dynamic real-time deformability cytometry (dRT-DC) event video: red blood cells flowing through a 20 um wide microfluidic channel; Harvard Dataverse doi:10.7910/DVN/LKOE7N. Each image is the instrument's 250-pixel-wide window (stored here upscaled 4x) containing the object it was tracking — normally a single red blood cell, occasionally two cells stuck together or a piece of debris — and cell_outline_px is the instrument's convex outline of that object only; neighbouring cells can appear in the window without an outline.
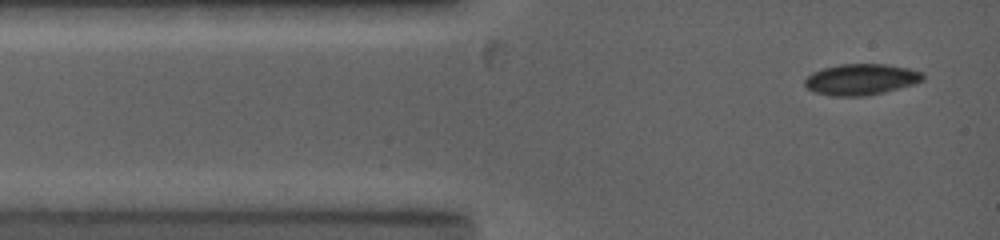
{"species": "common noctule bat (a hibernating species)", "species_latin": "Nyctalus noctula", "temperature_condition": "warm", "stored_images_in_passage": 52, "camera_frame_rate_fps": 5000, "um_per_image_px": 0.085, "animal": {"sex": "female", "body_mass_g": 19.0, "forearm_length_mm": 53.3}, "frame": {"image": 1, "passage_image": 2, "time_ms": 0.4, "image_size_px": [1000, 240], "cell_outline_px": [[924, 80], [916, 84], [884, 92], [864, 96], [832, 96], [816, 92], [808, 88], [804, 84], [804, 80], [812, 72], [824, 68], [840, 64], [884, 64], [908, 68], [924, 72]], "centroid_in_image_um": [73.23, 6.75], "position_along_channel_um": 11.8, "area_um2": 21.44}}
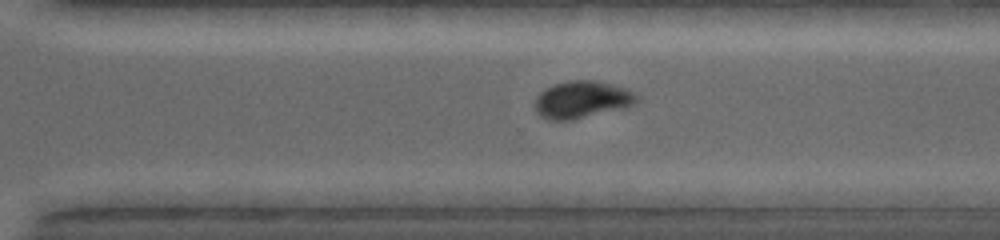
{"frame": {"image": 2, "passage_image": 30, "time_ms": 9.0, "image_size_px": [1000, 240], "cell_outline_px": [[640, 100], [632, 104], [620, 108], [572, 120], [548, 120], [540, 116], [536, 112], [532, 104], [536, 96], [544, 88], [552, 84], [568, 80], [596, 80], [612, 84], [624, 88], [640, 96]], "centroid_in_image_um": [49.38, 8.45], "position_along_channel_um": 321.2, "area_um2": 22.25}}
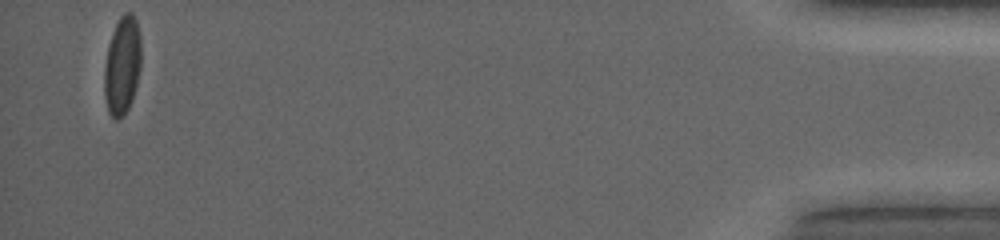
{"frame": {"image": 3, "passage_image": 52, "time_ms": 14.6, "image_size_px": [1000, 240], "cell_outline_px": [[140, 68], [132, 100], [124, 116], [116, 120], [108, 112], [104, 96], [104, 68], [108, 44], [112, 32], [120, 16], [124, 12], [132, 12], [136, 20], [140, 36]], "centroid_in_image_um": [10.37, 5.57], "position_along_channel_um": 424.8, "area_um2": 21.15}, "authors_computed_cell_mechanics": {"area_um2": 21.9929, "velocity_mm_per_s": 4.0338, "shape_relaxation_time_tau1_ms": 5.0322, "shape_relaxation_time_tau2_ms": null, "deformation_change_tau1": 0.1279, "deformation_change_tau2": null}}